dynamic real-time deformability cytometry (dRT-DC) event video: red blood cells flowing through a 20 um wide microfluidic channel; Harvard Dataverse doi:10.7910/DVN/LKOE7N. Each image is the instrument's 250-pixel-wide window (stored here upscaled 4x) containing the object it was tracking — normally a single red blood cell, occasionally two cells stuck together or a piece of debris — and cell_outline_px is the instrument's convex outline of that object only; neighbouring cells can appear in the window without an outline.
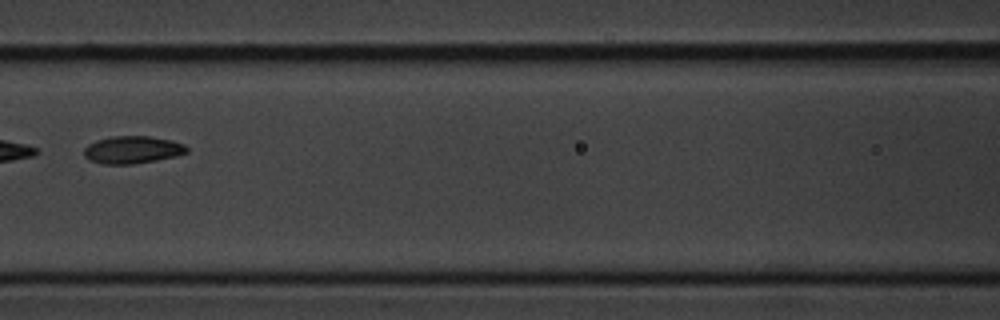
{"species": "common noctule bat (a hibernating species)", "species_latin": "Nyctalus noctula", "temperature_condition": "cold", "stored_images_in_passage": 11, "segment_of_instrument_passage": [2, 2], "camera_frame_rate_fps": 3000, "um_per_image_px": 0.085, "animal": {"sex": "male", "body_mass_g": 20.1, "forearm_length_mm": 53.5}, "frame": {"image": 1, "passage_image": 7, "time_ms": 8.0, "image_size_px": [1000, 320], "cell_outline_px": [[188, 152], [176, 156], [156, 160], [132, 164], [104, 164], [88, 160], [84, 156], [84, 148], [88, 144], [96, 140], [112, 136], [148, 136], [172, 140], [184, 144], [188, 148]], "centroid_in_image_um": [11.24, 12.73], "position_along_channel_um": 155.4, "area_um2": 16.53}}
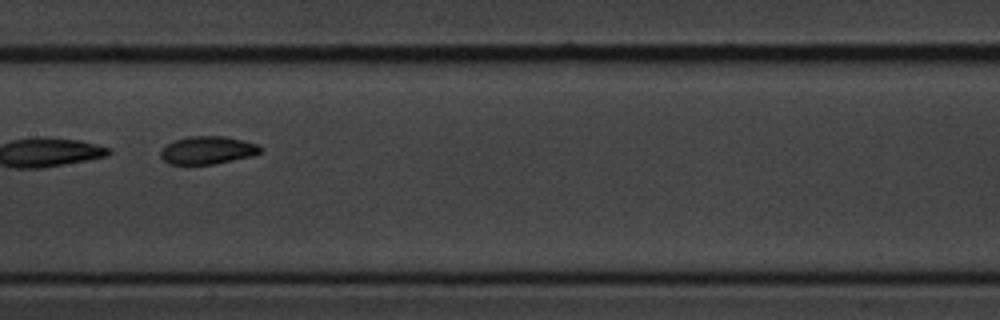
{"frame": {"image": 2, "passage_image": 8, "time_ms": 9.0, "image_size_px": [1000, 320], "cell_outline_px": [[264, 148], [260, 152], [252, 156], [216, 164], [168, 164], [160, 156], [160, 148], [176, 140], [188, 136], [228, 136], [260, 144]], "centroid_in_image_um": [17.68, 12.76], "position_along_channel_um": 189.7, "area_um2": 16.47}}